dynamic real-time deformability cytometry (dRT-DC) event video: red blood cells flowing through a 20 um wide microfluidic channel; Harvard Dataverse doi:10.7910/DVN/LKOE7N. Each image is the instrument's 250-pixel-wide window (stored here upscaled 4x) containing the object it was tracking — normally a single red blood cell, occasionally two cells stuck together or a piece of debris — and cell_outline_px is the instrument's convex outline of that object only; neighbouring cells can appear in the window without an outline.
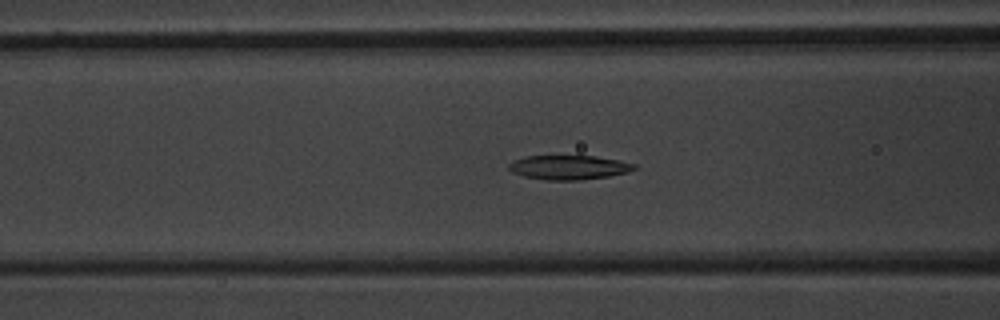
{"species": "common noctule bat (a hibernating species)", "species_latin": "Nyctalus noctula", "temperature_condition": "warm", "stored_images_in_passage": 54, "camera_frame_rate_fps": 3000, "um_per_image_px": 0.085, "animal": {"sex": "male", "body_mass_g": 20.1, "forearm_length_mm": 53.5}, "frame": {"image": 1, "passage_image": 22, "time_ms": 7.0, "image_size_px": [1000, 320], "cell_outline_px": [[636, 168], [628, 172], [608, 176], [580, 180], [544, 180], [524, 176], [512, 172], [508, 168], [508, 164], [512, 160], [524, 156], [596, 156], [636, 164]], "centroid_in_image_um": [48.3, 14.22], "position_along_channel_um": 118.3, "area_um2": 17.74}}
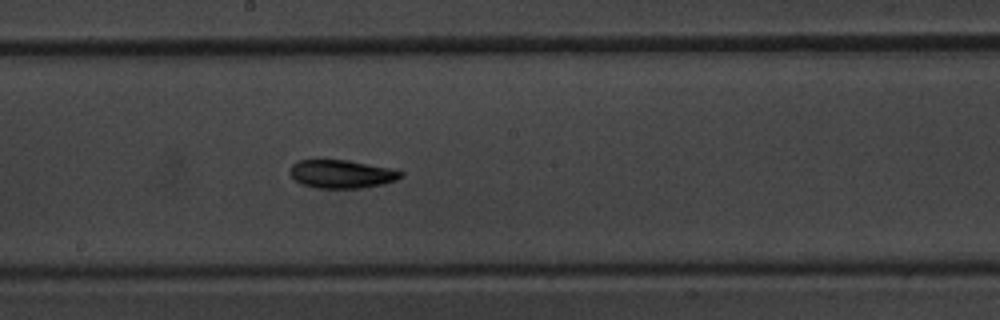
{"frame": {"image": 2, "passage_image": 30, "time_ms": 9.667, "image_size_px": [1000, 320], "cell_outline_px": [[404, 176], [396, 180], [384, 184], [360, 188], [316, 188], [300, 184], [288, 172], [292, 164], [296, 160], [348, 160], [396, 168], [404, 172]], "centroid_in_image_um": [29.08, 14.78], "position_along_channel_um": 219.1, "area_um2": 18.67}}
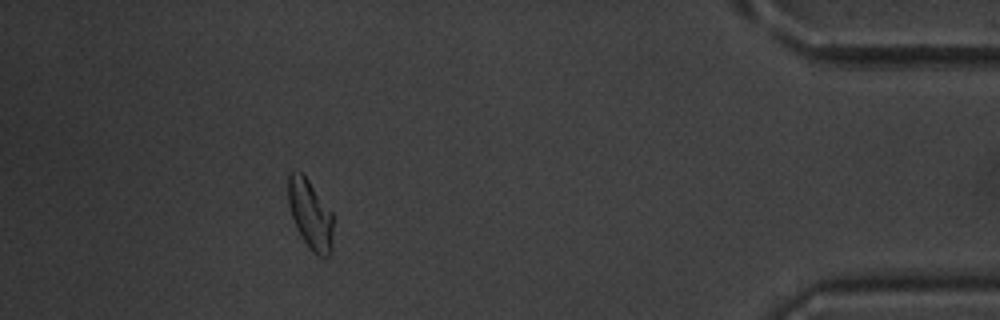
{"frame": {"image": 3, "passage_image": 49, "time_ms": 16.0, "image_size_px": [1000, 320], "cell_outline_px": [[332, 252], [328, 256], [316, 256], [308, 248], [296, 228], [288, 204], [288, 176], [292, 172], [300, 172], [308, 180], [332, 212]], "centroid_in_image_um": [26.37, 18.27], "position_along_channel_um": 408.8, "area_um2": 18.09}, "authors_computed_cell_mechanics": {"area_um2": 18.6694, "velocity_mm_per_s": 3.7826, "shape_relaxation_time_tau1_ms": 5.1354, "shape_relaxation_time_tau2_ms": 3.9498, "deformation_change_tau1": 0.1367, "deformation_change_tau2": 0.1105}}